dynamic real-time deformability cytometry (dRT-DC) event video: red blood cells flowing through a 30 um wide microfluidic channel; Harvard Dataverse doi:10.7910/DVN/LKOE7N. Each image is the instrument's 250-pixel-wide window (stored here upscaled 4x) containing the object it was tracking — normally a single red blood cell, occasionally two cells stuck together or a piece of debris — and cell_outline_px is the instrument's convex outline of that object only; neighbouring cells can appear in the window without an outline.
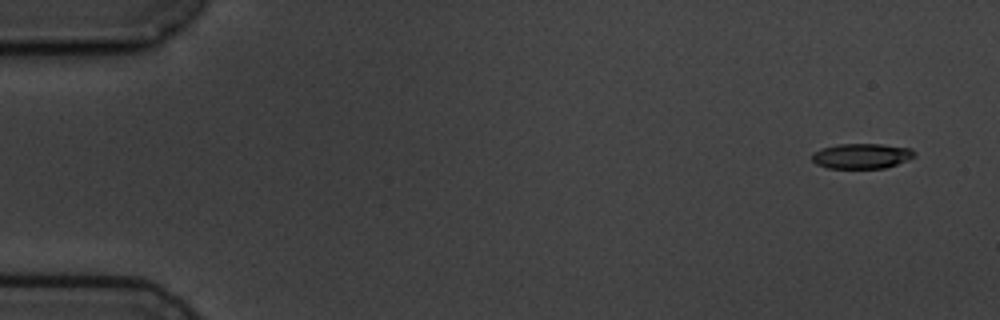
{"species": "common noctule bat (a hibernating species)", "species_latin": "Nyctalus noctula", "temperature_condition": "cold", "stored_images_in_passage": 6, "segment_of_instrument_passage": [1, 2], "camera_frame_rate_fps": 3000, "um_per_image_px": 0.085, "animal": {"sex": "male", "body_mass_g": 19.5, "forearm_length_mm": 54.6}, "frame": {"image": 1, "passage_image": 1, "time_ms": 0.0, "image_size_px": [1000, 320], "cell_outline_px": [[916, 156], [896, 164], [884, 168], [828, 168], [816, 164], [812, 160], [812, 152], [820, 148], [836, 144], [880, 144], [912, 148], [916, 152]], "centroid_in_image_um": [73.22, 13.25], "position_along_channel_um": 11.8, "area_um2": 15.14}}